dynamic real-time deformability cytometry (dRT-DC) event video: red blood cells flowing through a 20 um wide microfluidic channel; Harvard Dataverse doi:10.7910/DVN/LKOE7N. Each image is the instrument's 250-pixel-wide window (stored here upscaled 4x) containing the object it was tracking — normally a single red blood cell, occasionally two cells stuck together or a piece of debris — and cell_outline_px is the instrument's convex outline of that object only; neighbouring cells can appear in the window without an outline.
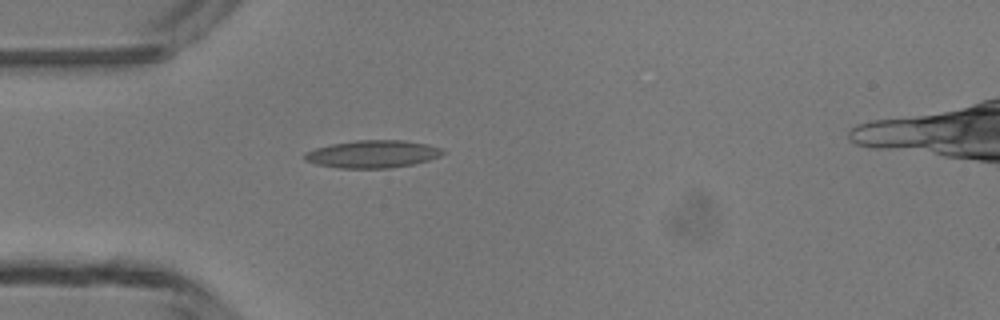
{"species": "common noctule bat (a hibernating species)", "species_latin": "Nyctalus noctula", "temperature_condition": "room temperature", "stored_images_in_passage": 1, "camera_frame_rate_fps": 3000, "um_per_image_px": 0.085, "animal": {"sex": "male", "body_mass_g": 13.3}, "frame": {"image": 1, "passage_image": 1, "time_ms": 0.0, "image_size_px": [1000, 320], "cell_outline_px": [[448, 152], [440, 156], [428, 160], [412, 164], [388, 168], [340, 168], [316, 164], [304, 160], [304, 152], [316, 148], [332, 144], [356, 140], [404, 140], [428, 144], [444, 148]], "centroid_in_image_um": [31.71, 13.09], "position_along_channel_um": 53.3, "area_um2": 22.31}}